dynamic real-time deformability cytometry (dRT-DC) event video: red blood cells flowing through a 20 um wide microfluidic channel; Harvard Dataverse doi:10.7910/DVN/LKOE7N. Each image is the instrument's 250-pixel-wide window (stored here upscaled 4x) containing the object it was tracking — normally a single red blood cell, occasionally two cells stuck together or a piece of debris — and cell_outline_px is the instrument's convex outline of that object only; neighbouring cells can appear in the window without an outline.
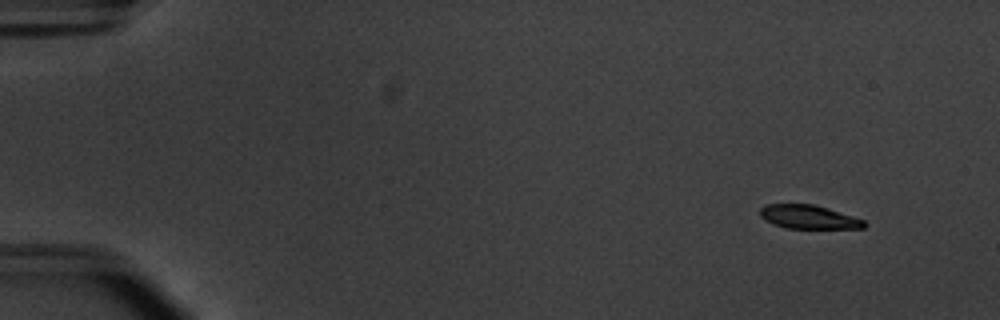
{"species": "common noctule bat (a hibernating species)", "species_latin": "Nyctalus noctula", "temperature_condition": "warm", "stored_images_in_passage": 56, "camera_frame_rate_fps": 3000, "um_per_image_px": 0.085, "animal": {"sex": "male", "body_mass_g": 20.1, "forearm_length_mm": 53.5}, "frame": {"image": 1, "passage_image": 6, "time_ms": 1.667, "image_size_px": [1000, 320], "cell_outline_px": [[868, 224], [864, 228], [784, 228], [772, 224], [764, 220], [760, 216], [760, 208], [764, 204], [812, 204], [828, 208], [864, 220]], "centroid_in_image_um": [68.7, 18.44], "position_along_channel_um": 16.3, "area_um2": 14.45}}
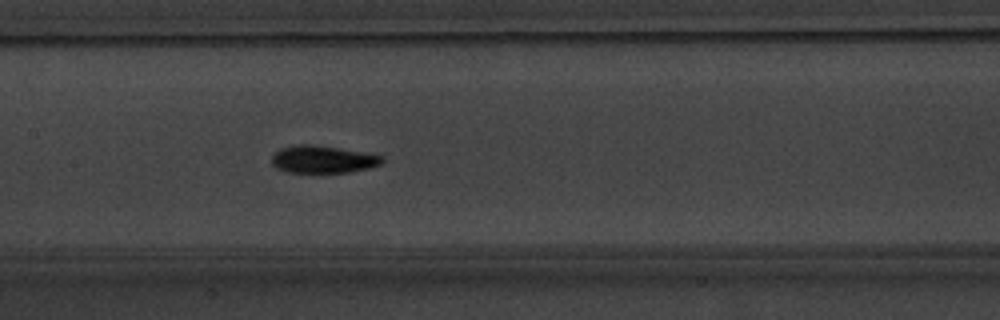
{"frame": {"image": 2, "passage_image": 29, "time_ms": 9.333, "image_size_px": [1000, 320], "cell_outline_px": [[384, 164], [368, 168], [348, 172], [284, 172], [276, 168], [272, 164], [272, 156], [280, 148], [296, 144], [312, 144], [340, 148], [364, 152], [384, 156]], "centroid_in_image_um": [27.45, 13.54], "position_along_channel_um": 179.9, "area_um2": 17.8}}
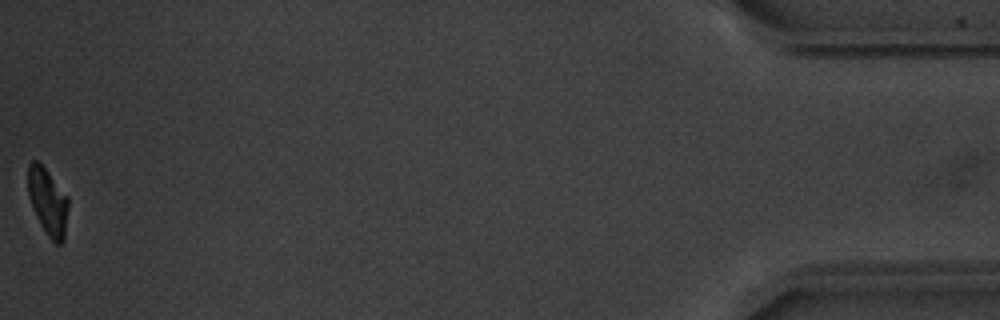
{"frame": {"image": 3, "passage_image": 56, "time_ms": 18.333, "image_size_px": [1000, 320], "cell_outline_px": [[68, 208], [64, 240], [60, 244], [56, 244], [44, 232], [36, 216], [28, 196], [28, 164], [32, 160], [36, 160], [44, 168], [68, 196]], "centroid_in_image_um": [4.06, 17.16], "position_along_channel_um": 431.1, "area_um2": 15.66}, "authors_computed_cell_mechanics": {"area_um2": 16.9354, "velocity_mm_per_s": 3.7705, "shape_relaxation_time_tau1_ms": 2.1956, "shape_relaxation_time_tau2_ms": null, "deformation_change_tau1": 0.1435, "deformation_change_tau2": null}}